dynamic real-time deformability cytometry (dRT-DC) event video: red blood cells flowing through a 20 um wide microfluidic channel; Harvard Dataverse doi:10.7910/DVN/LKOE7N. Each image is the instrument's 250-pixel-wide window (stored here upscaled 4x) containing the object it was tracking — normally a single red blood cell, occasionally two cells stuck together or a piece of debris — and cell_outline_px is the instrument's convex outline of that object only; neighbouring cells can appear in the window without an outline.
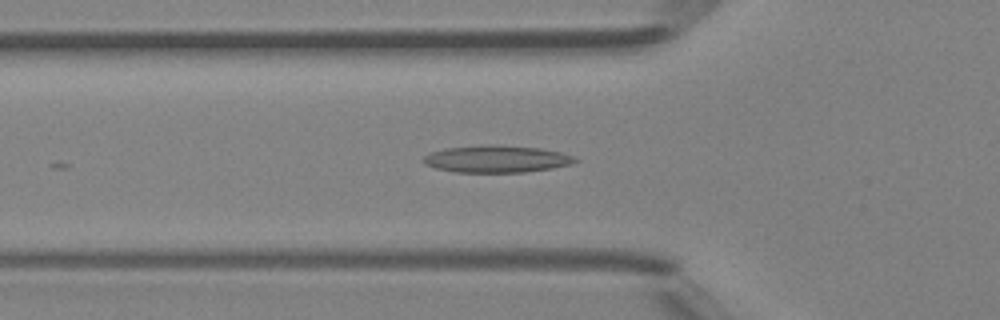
{"species": "Egyptian fruit bat (a non-hibernating species)", "species_latin": "Rousettus aegyptiacus", "temperature_condition": "room temperature", "stored_images_in_passage": 36, "camera_frame_rate_fps": 3000, "um_per_image_px": 0.085, "animal": {"sex": "female"}, "frame": {"image": 1, "passage_image": 15, "time_ms": 4.667, "image_size_px": [1000, 320], "cell_outline_px": [[580, 160], [568, 164], [552, 168], [524, 172], [456, 172], [436, 168], [424, 164], [424, 156], [432, 152], [444, 148], [540, 148], [560, 152], [572, 156]], "centroid_in_image_um": [42.22, 13.57], "position_along_channel_um": 83.6, "area_um2": 22.37}}
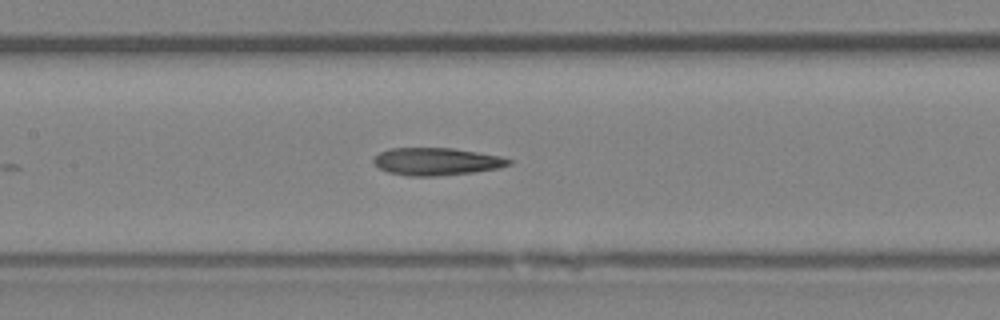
{"frame": {"image": 2, "passage_image": 21, "time_ms": 6.667, "image_size_px": [1000, 320], "cell_outline_px": [[512, 164], [500, 168], [472, 172], [432, 176], [408, 176], [388, 172], [380, 168], [372, 160], [380, 152], [392, 148], [452, 148], [500, 156], [512, 160]], "centroid_in_image_um": [37.12, 13.73], "position_along_channel_um": 170.3, "area_um2": 21.44}}
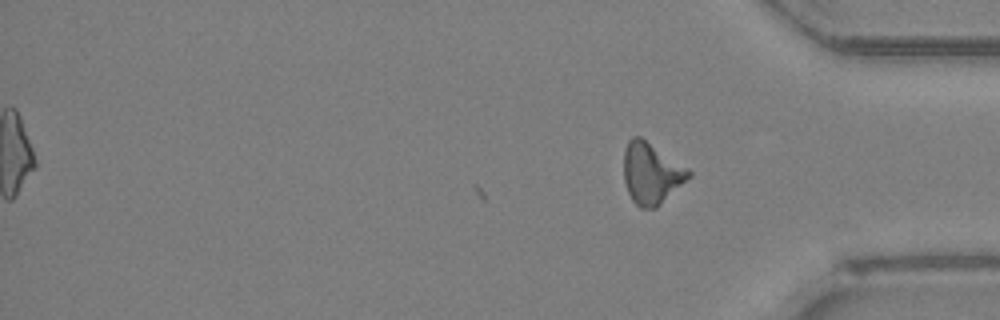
{"frame": {"image": 3, "passage_image": 36, "time_ms": 11.667, "image_size_px": [1000, 320], "cell_outline_px": [[692, 176], [656, 208], [640, 208], [632, 200], [628, 192], [624, 180], [624, 148], [628, 140], [632, 136], [640, 136], [688, 168], [692, 172]], "centroid_in_image_um": [55.36, 14.73], "position_along_channel_um": 379.8, "area_um2": 23.18}}